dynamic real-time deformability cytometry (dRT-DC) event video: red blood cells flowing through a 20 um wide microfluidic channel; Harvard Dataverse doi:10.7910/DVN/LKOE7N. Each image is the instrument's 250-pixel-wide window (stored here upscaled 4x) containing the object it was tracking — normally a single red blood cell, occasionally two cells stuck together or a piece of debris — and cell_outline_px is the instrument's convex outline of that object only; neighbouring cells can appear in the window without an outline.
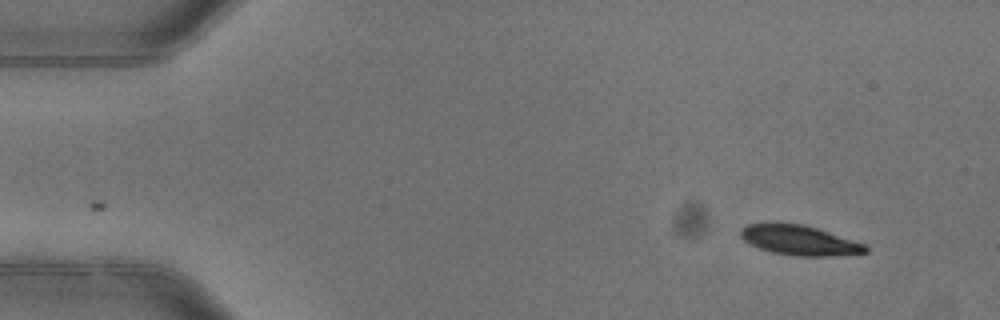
{"species": "common noctule bat (a hibernating species)", "species_latin": "Nyctalus noctula", "temperature_condition": "warm", "stored_images_in_passage": 2, "camera_frame_rate_fps": 3000, "um_per_image_px": 0.085, "animal": {"sex": "female"}, "frame": {"image": 1, "passage_image": 2, "time_ms": 0.333, "image_size_px": [1000, 320], "cell_outline_px": [[868, 252], [828, 256], [796, 256], [772, 252], [760, 248], [744, 240], [740, 236], [740, 228], [748, 224], [772, 220], [776, 220], [804, 224], [864, 244], [868, 248]], "centroid_in_image_um": [67.85, 20.37], "position_along_channel_um": 17.1, "area_um2": 22.02}}